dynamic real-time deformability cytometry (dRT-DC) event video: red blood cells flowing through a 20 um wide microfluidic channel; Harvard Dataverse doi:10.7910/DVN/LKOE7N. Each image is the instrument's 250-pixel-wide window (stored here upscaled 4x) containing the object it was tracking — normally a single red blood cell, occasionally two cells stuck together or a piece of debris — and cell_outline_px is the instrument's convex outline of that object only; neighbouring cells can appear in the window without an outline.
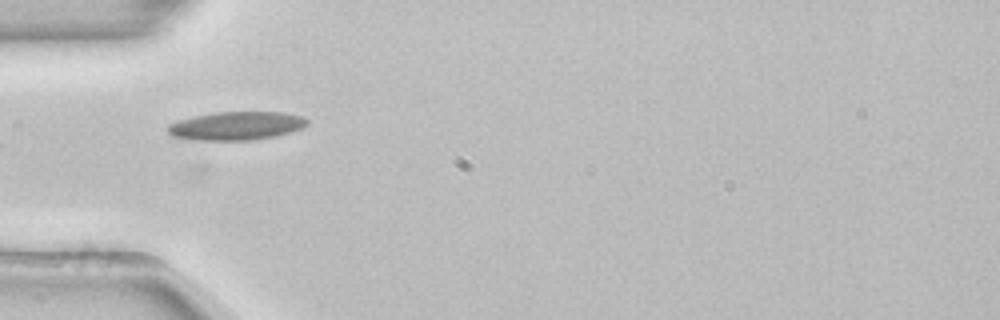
{"species": "common noctule bat (a hibernating species)", "species_latin": "Nyctalus noctula", "temperature_condition": "room temperature", "stored_images_in_passage": 24, "camera_frame_rate_fps": 3000, "um_per_image_px": 0.085, "animal": {"sex": "female", "body_mass_g": 22.7, "forearm_length_mm": 54.2}, "frame": {"image": 1, "passage_image": 1, "time_ms": 0.0, "image_size_px": [1000, 320], "cell_outline_px": [[308, 124], [304, 128], [276, 136], [252, 140], [200, 140], [172, 136], [168, 132], [168, 124], [180, 120], [196, 116], [216, 112], [284, 112], [304, 116], [308, 120]], "centroid_in_image_um": [20.16, 10.69], "position_along_channel_um": 64.8, "area_um2": 23.06}}